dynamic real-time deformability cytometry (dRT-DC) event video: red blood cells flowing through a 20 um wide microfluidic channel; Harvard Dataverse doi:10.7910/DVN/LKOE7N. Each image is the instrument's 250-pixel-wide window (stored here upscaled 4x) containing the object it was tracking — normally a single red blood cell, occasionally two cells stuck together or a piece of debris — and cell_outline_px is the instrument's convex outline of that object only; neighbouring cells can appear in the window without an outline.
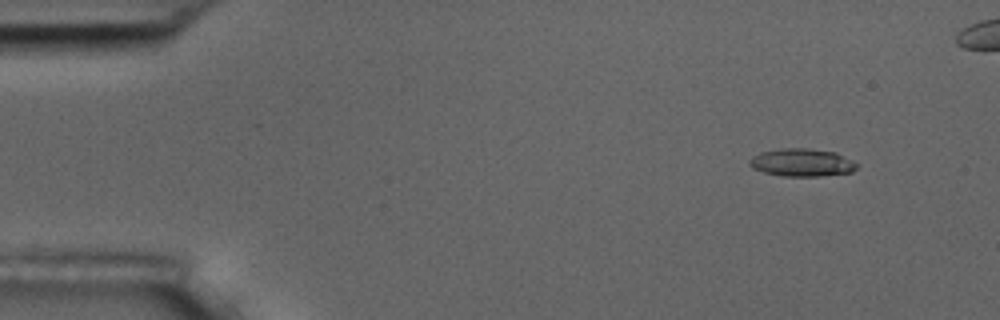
{"species": "common noctule bat (a hibernating species)", "species_latin": "Nyctalus noctula", "temperature_condition": "room temperature", "stored_images_in_passage": 6, "camera_frame_rate_fps": 3000, "um_per_image_px": 0.085, "animal": {"sex": "male", "body_mass_g": 17.5, "forearm_length_mm": 52.3}, "frame": {"image": 1, "passage_image": 2, "time_ms": 1.0, "image_size_px": [1000, 320], "cell_outline_px": [[856, 168], [852, 172], [820, 176], [784, 176], [764, 172], [752, 168], [748, 164], [748, 160], [752, 156], [760, 152], [784, 148], [808, 148], [836, 152], [852, 160], [856, 164]], "centroid_in_image_um": [68.13, 13.81], "position_along_channel_um": 16.9, "area_um2": 17.4}}